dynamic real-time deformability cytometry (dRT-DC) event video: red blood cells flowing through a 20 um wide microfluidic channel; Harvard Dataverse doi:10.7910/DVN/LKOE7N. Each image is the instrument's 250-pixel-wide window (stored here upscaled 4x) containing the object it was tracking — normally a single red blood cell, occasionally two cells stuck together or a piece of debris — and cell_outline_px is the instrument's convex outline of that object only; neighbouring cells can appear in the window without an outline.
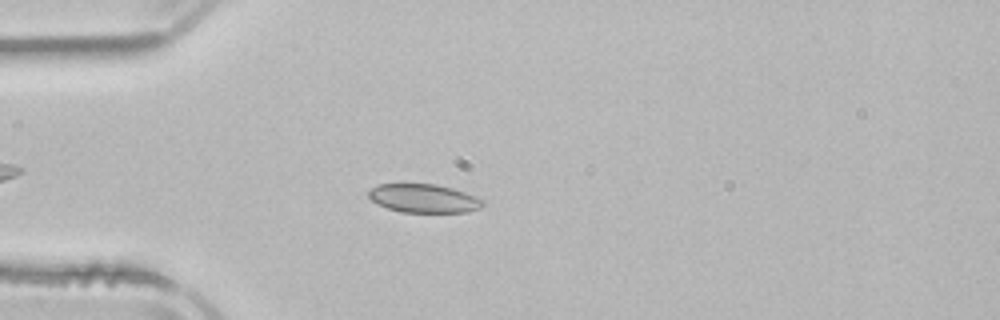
{"species": "common noctule bat (a hibernating species)", "species_latin": "Nyctalus noctula", "temperature_condition": "room temperature", "stored_images_in_passage": 5, "camera_frame_rate_fps": 3000, "um_per_image_px": 0.085, "animal": {"sex": "male", "body_mass_g": 21.5, "forearm_length_mm": 52.0}, "frame": {"image": 1, "passage_image": 4, "time_ms": 4.667, "image_size_px": [1000, 320], "cell_outline_px": [[484, 204], [480, 208], [468, 212], [400, 212], [376, 204], [368, 196], [368, 192], [372, 188], [380, 184], [404, 180], [436, 184], [452, 188], [480, 196], [484, 200]], "centroid_in_image_um": [36.01, 16.81], "position_along_channel_um": 49.0, "area_um2": 20.0}}